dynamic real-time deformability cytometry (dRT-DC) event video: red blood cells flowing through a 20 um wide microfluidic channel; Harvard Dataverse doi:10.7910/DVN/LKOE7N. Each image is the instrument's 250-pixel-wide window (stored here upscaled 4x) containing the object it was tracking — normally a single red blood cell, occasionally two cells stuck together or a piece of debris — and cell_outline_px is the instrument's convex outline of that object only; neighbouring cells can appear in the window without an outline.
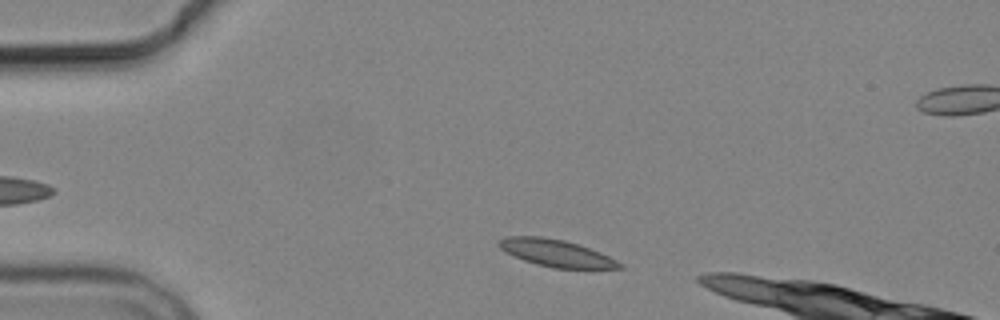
{"species": "common noctule bat (a hibernating species)", "species_latin": "Nyctalus noctula", "temperature_condition": "cold", "stored_images_in_passage": 3, "camera_frame_rate_fps": 3000, "um_per_image_px": 0.085, "animal": {"sex": "male", "body_mass_g": 19.2, "forearm_length_mm": 51.8}, "frame": {"image": 1, "passage_image": 1, "time_ms": 0.0, "image_size_px": [1000, 320], "cell_outline_px": [[624, 268], [552, 268], [536, 264], [524, 260], [504, 252], [496, 244], [500, 240], [508, 236], [540, 236], [564, 240], [600, 252], [624, 264]], "centroid_in_image_um": [47.25, 21.51], "position_along_channel_um": 37.8, "area_um2": 18.9}}